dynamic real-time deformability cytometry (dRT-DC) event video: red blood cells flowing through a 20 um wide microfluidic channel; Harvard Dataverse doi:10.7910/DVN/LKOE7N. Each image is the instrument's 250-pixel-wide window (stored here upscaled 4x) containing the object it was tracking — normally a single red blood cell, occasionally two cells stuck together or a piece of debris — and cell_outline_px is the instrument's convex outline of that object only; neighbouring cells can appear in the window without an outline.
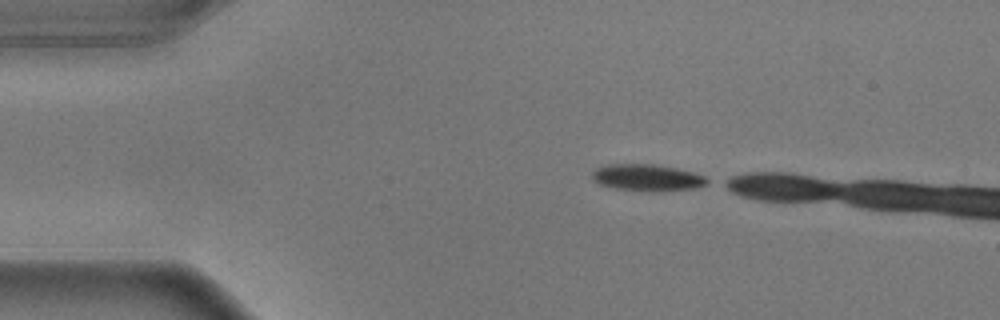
{"species": "common noctule bat (a hibernating species)", "species_latin": "Nyctalus noctula", "temperature_condition": "warm", "stored_images_in_passage": 5, "camera_frame_rate_fps": 3000, "um_per_image_px": 0.085, "animal": {"sex": "male", "body_mass_g": 17.9}, "frame": {"image": 1, "passage_image": 1, "time_ms": 0.0, "image_size_px": [1000, 320], "cell_outline_px": [[712, 180], [708, 184], [696, 188], [660, 192], [648, 192], [612, 188], [600, 184], [592, 180], [592, 172], [596, 168], [608, 164], [652, 164], [676, 168], [692, 172], [704, 176]], "centroid_in_image_um": [55.03, 15.12], "position_along_channel_um": 30.0, "area_um2": 18.26}}